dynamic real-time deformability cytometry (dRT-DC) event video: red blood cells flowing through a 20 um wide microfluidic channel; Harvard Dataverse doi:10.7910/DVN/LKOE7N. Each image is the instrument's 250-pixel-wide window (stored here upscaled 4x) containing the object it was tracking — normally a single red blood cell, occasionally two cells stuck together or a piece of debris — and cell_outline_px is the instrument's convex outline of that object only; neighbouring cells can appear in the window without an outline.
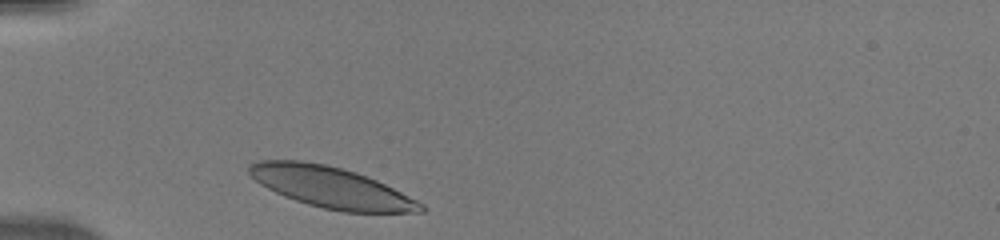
{"species": "human", "species_latin": "Homo sapiens", "temperature_condition": "warm", "stored_images_in_passage": 29, "camera_frame_rate_fps": 3000, "um_per_image_px": 0.085, "donor": {"sex": "male"}, "frame": {"image": 1, "passage_image": 1, "time_ms": 0.0, "image_size_px": [1000, 240], "cell_outline_px": [[428, 208], [424, 212], [344, 212], [324, 208], [308, 204], [284, 196], [260, 184], [248, 172], [248, 168], [252, 164], [260, 160], [300, 160], [324, 164], [356, 172], [376, 180], [424, 204]], "centroid_in_image_um": [28.16, 15.93], "position_along_channel_um": 56.8, "area_um2": 40.52}}
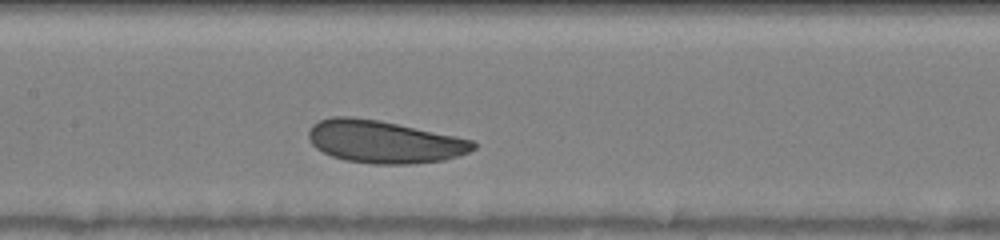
{"frame": {"image": 2, "passage_image": 11, "time_ms": 3.333, "image_size_px": [1000, 240], "cell_outline_px": [[476, 148], [468, 152], [444, 160], [412, 164], [372, 164], [344, 160], [332, 156], [316, 148], [308, 140], [308, 132], [312, 124], [320, 120], [332, 116], [352, 116], [380, 120], [472, 140], [476, 144]], "centroid_in_image_um": [32.6, 12.05], "position_along_channel_um": 174.8, "area_um2": 40.81}}
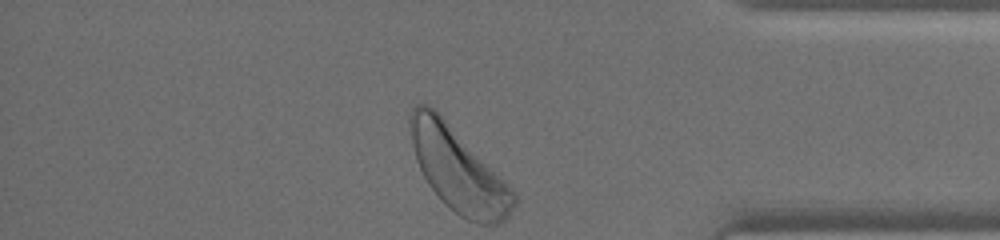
{"frame": {"image": 3, "passage_image": 29, "time_ms": 9.333, "image_size_px": [1000, 240], "cell_outline_px": [[516, 204], [508, 216], [500, 224], [480, 224], [468, 220], [460, 216], [448, 208], [440, 200], [428, 184], [416, 160], [412, 144], [408, 120], [408, 116], [412, 108], [416, 104], [428, 104], [512, 188], [516, 196]], "centroid_in_image_um": [38.92, 14.48], "position_along_channel_um": 396.3, "area_um2": 49.53}}